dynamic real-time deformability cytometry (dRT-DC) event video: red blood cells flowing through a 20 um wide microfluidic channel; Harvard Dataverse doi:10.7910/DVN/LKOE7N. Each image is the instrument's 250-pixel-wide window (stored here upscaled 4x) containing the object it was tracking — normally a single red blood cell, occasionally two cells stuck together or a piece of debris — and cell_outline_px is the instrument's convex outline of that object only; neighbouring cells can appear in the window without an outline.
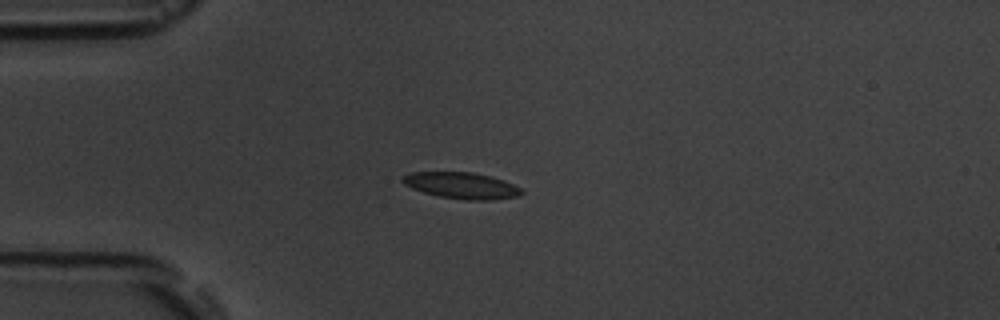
{"species": "common noctule bat (a hibernating species)", "species_latin": "Nyctalus noctula", "temperature_condition": "room temperature", "stored_images_in_passage": 14, "camera_frame_rate_fps": 3000, "um_per_image_px": 0.085, "animal": {"sex": "male", "body_mass_g": 19.5, "forearm_length_mm": 54.6}, "frame": {"image": 1, "passage_image": 3, "time_ms": 3.0, "image_size_px": [1000, 320], "cell_outline_px": [[524, 192], [516, 196], [488, 200], [468, 200], [440, 196], [424, 192], [412, 188], [404, 184], [400, 180], [404, 176], [412, 172], [472, 172], [492, 176], [504, 180], [520, 188]], "centroid_in_image_um": [39.23, 15.76], "position_along_channel_um": 45.8, "area_um2": 18.03}}
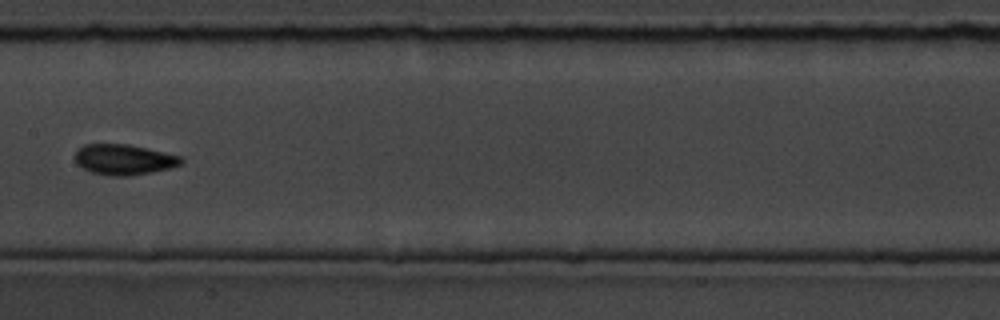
{"frame": {"image": 2, "passage_image": 7, "time_ms": 7.667, "image_size_px": [1000, 320], "cell_outline_px": [[184, 160], [180, 164], [168, 168], [152, 172], [128, 176], [108, 176], [92, 172], [76, 164], [76, 152], [84, 144], [128, 144], [164, 152], [180, 156]], "centroid_in_image_um": [10.52, 13.56], "position_along_channel_um": 196.9, "area_um2": 18.67}}
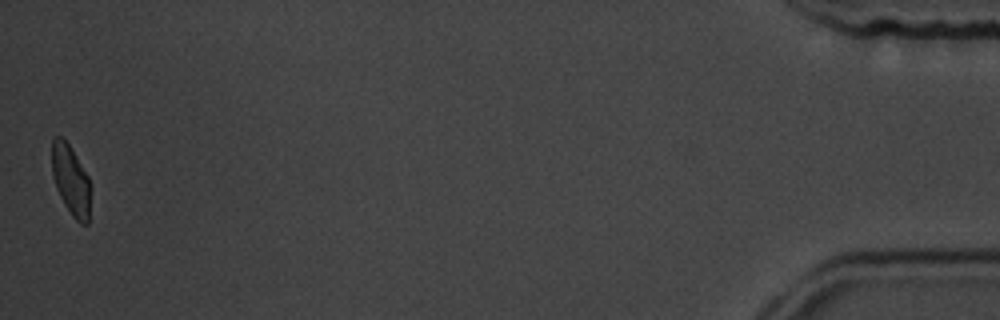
{"frame": {"image": 3, "passage_image": 14, "time_ms": 16.667, "image_size_px": [1000, 320], "cell_outline_px": [[88, 224], [80, 224], [72, 216], [64, 204], [56, 188], [52, 176], [52, 136], [60, 136], [68, 144], [88, 176]], "centroid_in_image_um": [5.97, 15.3], "position_along_channel_um": 429.2, "area_um2": 15.32}, "authors_computed_cell_mechanics": {"area_um2": 17.5712, "velocity_mm_per_s": 3.6384, "shape_relaxation_time_tau1_ms": 3.2271, "shape_relaxation_time_tau2_ms": 4.6932, "deformation_change_tau1": 0.1166, "deformation_change_tau2": 0.088}}